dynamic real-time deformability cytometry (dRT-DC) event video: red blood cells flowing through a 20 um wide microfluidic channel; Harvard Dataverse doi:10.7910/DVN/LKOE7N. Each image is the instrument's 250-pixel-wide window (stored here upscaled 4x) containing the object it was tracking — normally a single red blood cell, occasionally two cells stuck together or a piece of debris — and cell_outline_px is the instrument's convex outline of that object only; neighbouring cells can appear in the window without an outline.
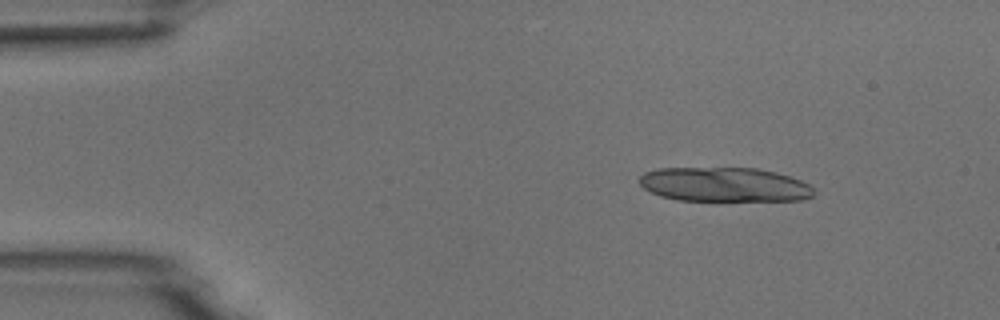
{"species": "common noctule bat (a hibernating species)", "species_latin": "Nyctalus noctula", "temperature_condition": "room temperature", "stored_images_in_passage": 6, "segment_of_instrument_passage": [1, 2], "camera_frame_rate_fps": 3000, "um_per_image_px": 0.085, "animal": {"sex": "male", "body_mass_g": 18.8}, "frame": {"image": 1, "passage_image": 2, "time_ms": 1.333, "image_size_px": [1000, 320], "cell_outline_px": [[816, 192], [812, 196], [800, 200], [676, 200], [660, 196], [644, 188], [640, 184], [640, 176], [644, 172], [660, 168], [756, 168], [776, 172], [800, 180], [808, 184]], "centroid_in_image_um": [61.56, 15.68], "position_along_channel_um": 23.4, "area_um2": 34.74}}